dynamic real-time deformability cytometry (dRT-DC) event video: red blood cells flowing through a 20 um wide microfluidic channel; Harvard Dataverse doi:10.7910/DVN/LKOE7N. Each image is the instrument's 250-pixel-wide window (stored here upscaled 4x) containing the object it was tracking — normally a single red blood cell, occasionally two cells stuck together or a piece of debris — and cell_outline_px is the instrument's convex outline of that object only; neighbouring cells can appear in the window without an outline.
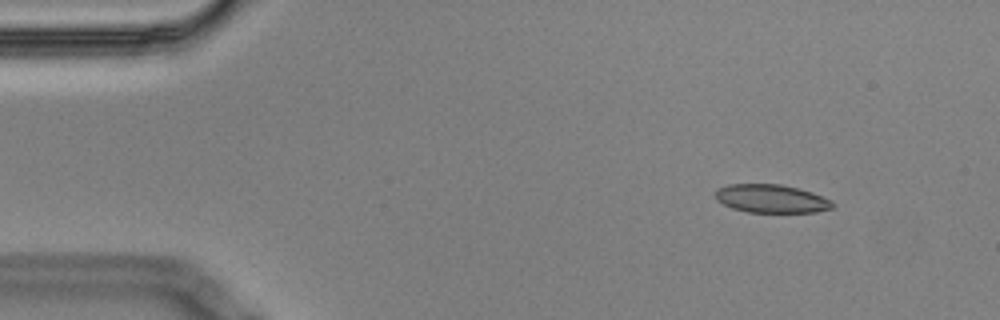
{"species": "Egyptian fruit bat (a non-hibernating species)", "species_latin": "Rousettus aegyptiacus", "temperature_condition": "cold", "stored_images_in_passage": 5, "camera_frame_rate_fps": 3000, "um_per_image_px": 0.085, "animal": {"sex": "male"}, "frame": {"image": 1, "passage_image": 2, "time_ms": 0.333, "image_size_px": [1000, 320], "cell_outline_px": [[836, 204], [832, 208], [816, 212], [748, 212], [732, 208], [716, 200], [716, 188], [728, 184], [780, 184], [800, 188], [812, 192], [832, 200]], "centroid_in_image_um": [65.58, 16.88], "position_along_channel_um": 19.4, "area_um2": 19.48}}
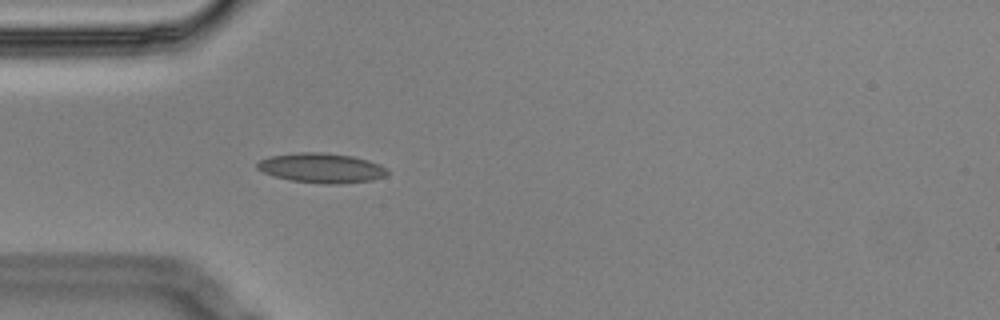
{"frame": {"image": 2, "passage_image": 5, "time_ms": 1.333, "image_size_px": [1000, 320], "cell_outline_px": [[388, 172], [384, 176], [372, 180], [340, 184], [320, 184], [292, 180], [276, 176], [264, 172], [256, 168], [256, 164], [260, 160], [268, 156], [300, 152], [324, 152], [352, 156], [368, 160], [380, 164], [388, 168]], "centroid_in_image_um": [27.34, 14.27], "position_along_channel_um": 57.7, "area_um2": 22.6}}